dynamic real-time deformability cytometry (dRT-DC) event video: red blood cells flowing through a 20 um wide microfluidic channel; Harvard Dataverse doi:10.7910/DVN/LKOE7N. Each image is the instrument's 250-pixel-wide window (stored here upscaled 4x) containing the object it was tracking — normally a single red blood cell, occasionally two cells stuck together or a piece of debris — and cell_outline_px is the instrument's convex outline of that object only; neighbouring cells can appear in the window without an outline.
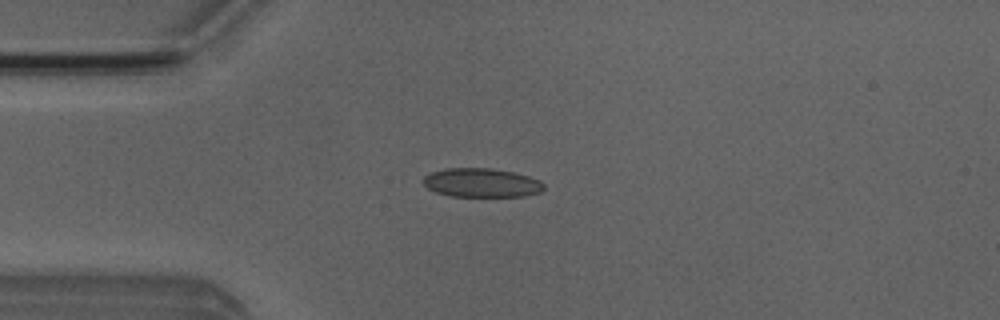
{"species": "Egyptian fruit bat (a non-hibernating species)", "species_latin": "Rousettus aegyptiacus", "temperature_condition": "room temperature", "stored_images_in_passage": 5, "camera_frame_rate_fps": 3000, "um_per_image_px": 0.085, "animal": {"sex": "male"}, "frame": {"image": 1, "passage_image": 4, "time_ms": 3.333, "image_size_px": [1000, 320], "cell_outline_px": [[544, 188], [540, 192], [524, 196], [452, 196], [436, 192], [428, 188], [420, 180], [424, 176], [432, 172], [444, 168], [492, 168], [512, 172], [528, 176], [540, 180], [544, 184]], "centroid_in_image_um": [40.91, 15.53], "position_along_channel_um": 44.1, "area_um2": 20.35}}